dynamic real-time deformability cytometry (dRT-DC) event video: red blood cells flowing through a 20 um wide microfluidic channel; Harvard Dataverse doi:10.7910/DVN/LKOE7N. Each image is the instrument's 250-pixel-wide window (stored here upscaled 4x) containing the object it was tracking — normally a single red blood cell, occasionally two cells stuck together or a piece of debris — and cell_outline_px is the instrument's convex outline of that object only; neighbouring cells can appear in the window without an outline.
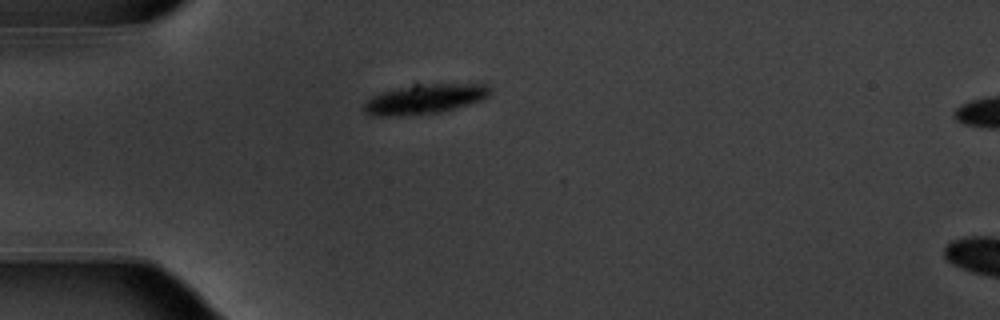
{"species": "common noctule bat (a hibernating species)", "species_latin": "Nyctalus noctula", "temperature_condition": "warm", "stored_images_in_passage": 40, "camera_frame_rate_fps": 3000, "um_per_image_px": 0.085, "animal": {"sex": "male", "body_mass_g": 20.1, "forearm_length_mm": 53.5}, "frame": {"image": 1, "passage_image": 1, "time_ms": 0.0, "image_size_px": [1000, 320], "cell_outline_px": [[492, 92], [484, 100], [440, 112], [400, 116], [368, 116], [364, 112], [364, 104], [372, 96], [380, 92], [416, 80], [484, 84], [492, 88]], "centroid_in_image_um": [36.12, 8.34], "position_along_channel_um": 48.9, "area_um2": 23.47}}
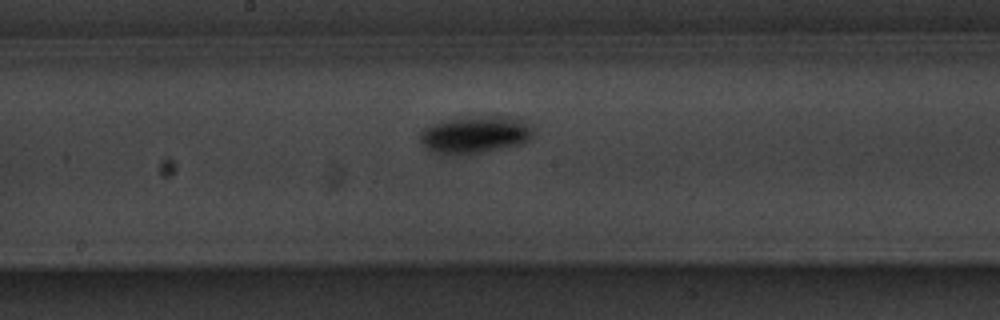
{"frame": {"image": 2, "passage_image": 15, "time_ms": 4.667, "image_size_px": [1000, 320], "cell_outline_px": [[536, 132], [532, 140], [524, 144], [464, 156], [440, 156], [424, 148], [420, 144], [420, 128], [428, 124], [440, 120], [464, 116], [520, 116], [536, 120]], "centroid_in_image_um": [40.48, 11.43], "position_along_channel_um": 207.7, "area_um2": 27.11}}
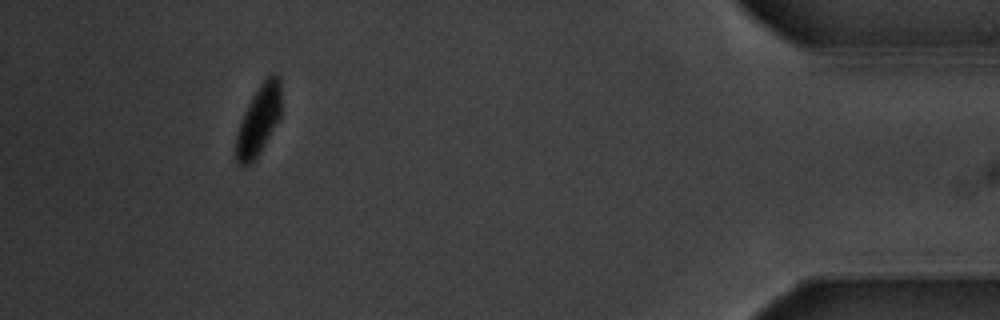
{"frame": {"image": 3, "passage_image": 36, "time_ms": 11.667, "image_size_px": [1000, 320], "cell_outline_px": [[280, 120], [260, 152], [244, 168], [240, 168], [236, 164], [236, 132], [244, 112], [252, 96], [260, 84], [272, 72], [276, 72], [280, 76]], "centroid_in_image_um": [21.98, 10.23], "position_along_channel_um": 413.2, "area_um2": 18.55}, "authors_computed_cell_mechanics": {"area_um2": 23.7269, "velocity_mm_per_s": 3.7508, "shape_relaxation_time_tau1_ms": 1.7465, "shape_relaxation_time_tau2_ms": null, "deformation_change_tau1": 0.1429, "deformation_change_tau2": null}}